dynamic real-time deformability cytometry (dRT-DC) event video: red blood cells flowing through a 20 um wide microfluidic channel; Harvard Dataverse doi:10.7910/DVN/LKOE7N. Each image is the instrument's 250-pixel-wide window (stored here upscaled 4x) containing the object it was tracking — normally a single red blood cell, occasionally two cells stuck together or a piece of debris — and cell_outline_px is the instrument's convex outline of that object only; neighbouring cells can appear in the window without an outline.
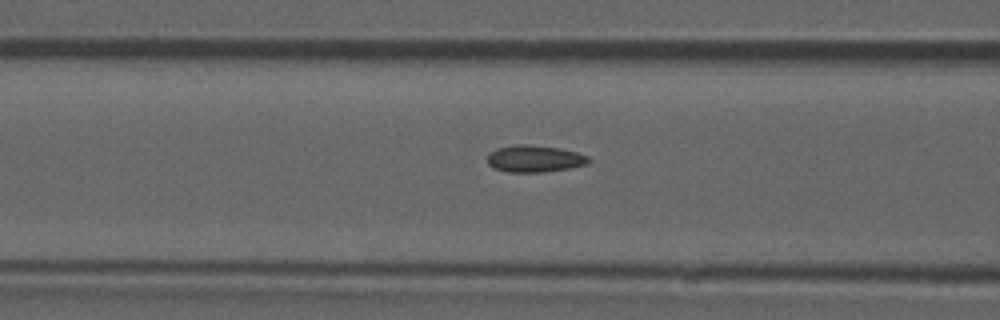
{"species": "common noctule bat (a hibernating species)", "species_latin": "Nyctalus noctula", "temperature_condition": "room temperature", "stored_images_in_passage": 10, "camera_frame_rate_fps": 3000, "um_per_image_px": 0.085, "animal": {"sex": "male", "forearm_length_mm": 52.5}, "frame": {"image": 1, "passage_image": 9, "time_ms": 2.667, "image_size_px": [1000, 320], "cell_outline_px": [[592, 160], [588, 164], [568, 168], [544, 172], [508, 172], [496, 168], [488, 164], [488, 156], [496, 148], [516, 144], [532, 144], [560, 148], [576, 152], [588, 156]], "centroid_in_image_um": [45.47, 13.48], "position_along_channel_um": 121.1, "area_um2": 15.9}}